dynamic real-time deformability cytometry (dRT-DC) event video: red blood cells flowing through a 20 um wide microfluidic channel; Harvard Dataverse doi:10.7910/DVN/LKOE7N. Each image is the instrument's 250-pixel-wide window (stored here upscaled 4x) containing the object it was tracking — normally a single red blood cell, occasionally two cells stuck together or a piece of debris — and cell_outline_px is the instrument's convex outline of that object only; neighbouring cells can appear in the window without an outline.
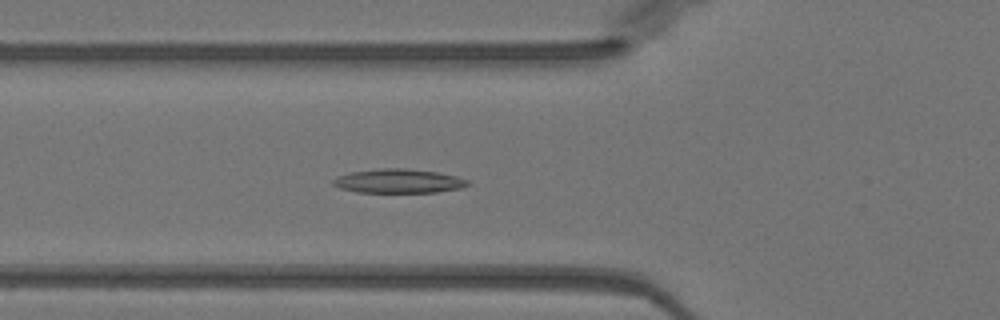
{"species": "Egyptian fruit bat (a non-hibernating species)", "species_latin": "Rousettus aegyptiacus", "temperature_condition": "warm", "stored_images_in_passage": 47, "camera_frame_rate_fps": 3000, "um_per_image_px": 0.085, "animal": {"sex": "female"}, "frame": {"image": 1, "passage_image": 18, "time_ms": 5.667, "image_size_px": [1000, 320], "cell_outline_px": [[468, 184], [460, 188], [436, 192], [356, 192], [340, 188], [332, 184], [332, 180], [336, 176], [352, 172], [380, 168], [404, 168], [440, 172], [456, 176], [468, 180]], "centroid_in_image_um": [33.85, 15.38], "position_along_channel_um": 92.0, "area_um2": 18.84}}
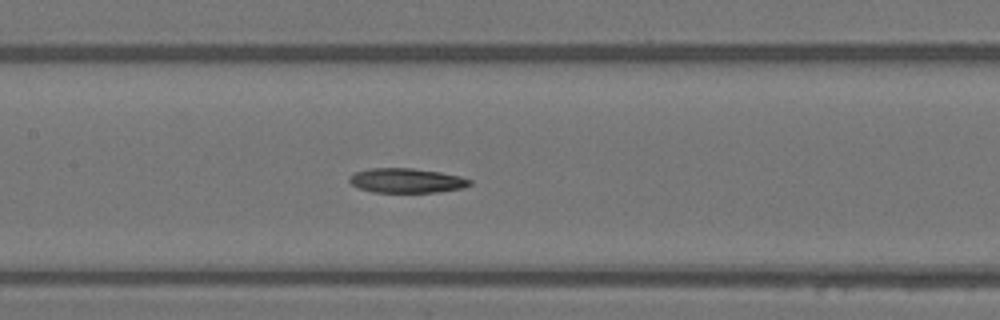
{"frame": {"image": 2, "passage_image": 24, "time_ms": 7.667, "image_size_px": [1000, 320], "cell_outline_px": [[472, 184], [464, 188], [436, 192], [372, 192], [360, 188], [352, 184], [348, 180], [348, 176], [356, 172], [372, 168], [412, 168], [440, 172], [460, 176], [472, 180]], "centroid_in_image_um": [34.58, 15.35], "position_along_channel_um": 172.8, "area_um2": 17.22}}
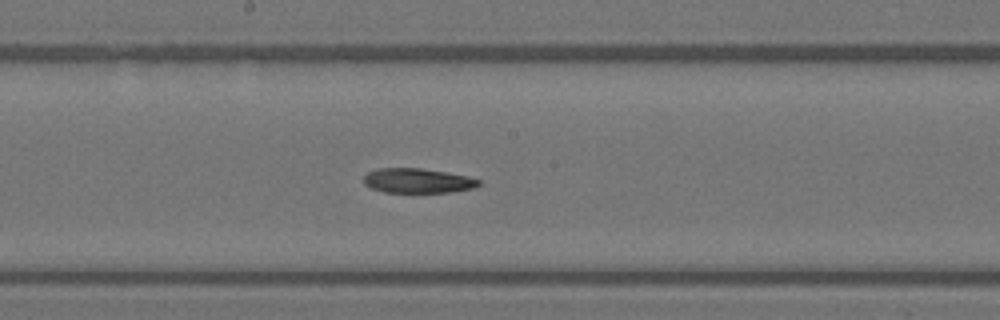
{"frame": {"image": 3, "passage_image": 27, "time_ms": 8.667, "image_size_px": [1000, 320], "cell_outline_px": [[480, 184], [472, 188], [448, 192], [384, 192], [372, 188], [364, 184], [364, 176], [368, 172], [376, 168], [420, 168], [468, 176], [480, 180]], "centroid_in_image_um": [35.46, 15.35], "position_along_channel_um": 212.7, "area_um2": 16.36}}